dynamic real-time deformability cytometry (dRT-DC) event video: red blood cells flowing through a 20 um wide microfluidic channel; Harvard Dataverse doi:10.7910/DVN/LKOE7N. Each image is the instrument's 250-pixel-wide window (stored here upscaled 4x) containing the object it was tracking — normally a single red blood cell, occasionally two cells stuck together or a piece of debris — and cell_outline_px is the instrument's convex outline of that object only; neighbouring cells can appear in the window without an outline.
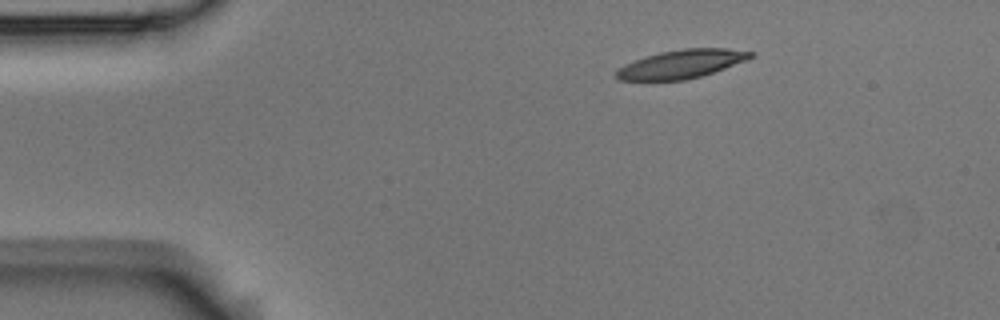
{"species": "Egyptian fruit bat (a non-hibernating species)", "species_latin": "Rousettus aegyptiacus", "temperature_condition": "room temperature", "stored_images_in_passage": 3, "camera_frame_rate_fps": 3000, "um_per_image_px": 0.085, "animal": {"sex": "male"}, "frame": {"image": 1, "passage_image": 1, "time_ms": 0.0, "image_size_px": [1000, 320], "cell_outline_px": [[756, 52], [748, 60], [700, 76], [684, 80], [620, 80], [616, 76], [616, 72], [624, 64], [644, 56], [660, 52], [684, 48], [728, 48]], "centroid_in_image_um": [57.94, 5.43], "position_along_channel_um": 27.1, "area_um2": 22.2}}